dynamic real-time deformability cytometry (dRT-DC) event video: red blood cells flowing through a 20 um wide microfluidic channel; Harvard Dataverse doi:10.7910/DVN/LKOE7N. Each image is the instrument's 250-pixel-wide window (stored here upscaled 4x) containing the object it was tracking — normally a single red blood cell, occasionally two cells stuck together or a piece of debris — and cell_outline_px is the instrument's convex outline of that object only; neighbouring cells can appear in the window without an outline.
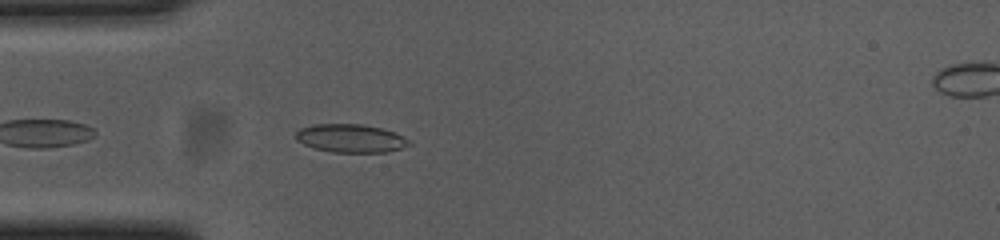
{"species": "common noctule bat (a hibernating species)", "species_latin": "Nyctalus noctula", "temperature_condition": "cold", "stored_images_in_passage": 43, "camera_frame_rate_fps": 3000, "um_per_image_px": 0.085, "animal": {"sex": "female", "body_mass_g": 23.0, "forearm_length_mm": 53.4}, "frame": {"image": 1, "passage_image": 4, "time_ms": 1.0, "image_size_px": [1000, 240], "cell_outline_px": [[412, 144], [388, 152], [332, 152], [316, 148], [304, 144], [296, 140], [296, 132], [300, 128], [312, 124], [360, 124], [380, 128], [392, 132], [408, 140]], "centroid_in_image_um": [29.76, 11.75], "position_along_channel_um": 55.2, "area_um2": 18.38}}
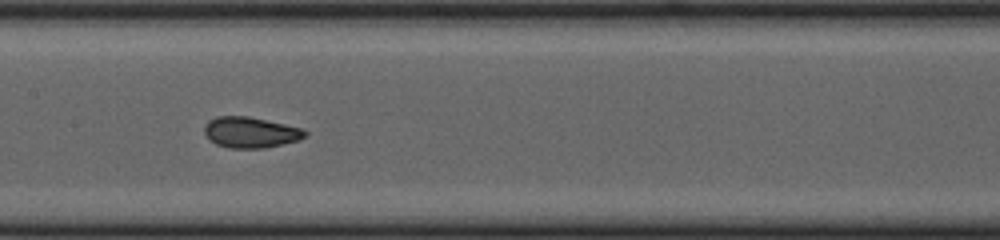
{"frame": {"image": 2, "passage_image": 15, "time_ms": 4.667, "image_size_px": [1000, 240], "cell_outline_px": [[308, 136], [300, 140], [264, 148], [228, 148], [216, 144], [204, 132], [204, 124], [208, 120], [216, 116], [248, 116], [304, 128], [308, 132]], "centroid_in_image_um": [21.33, 11.24], "position_along_channel_um": 186.1, "area_um2": 18.26}}
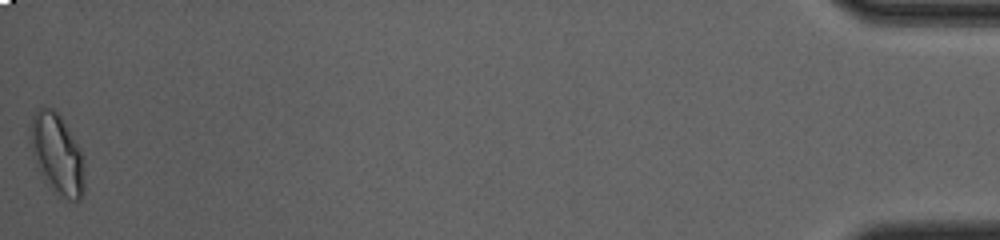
{"frame": {"image": 3, "passage_image": 43, "time_ms": 14.0, "image_size_px": [1000, 240], "cell_outline_px": [[84, 192], [80, 200], [68, 200], [56, 196], [48, 184], [36, 164], [28, 140], [32, 116], [36, 108], [52, 108], [60, 116], [80, 148], [84, 164]], "centroid_in_image_um": [4.84, 13.12], "position_along_channel_um": 430.4, "area_um2": 25.55}, "authors_computed_cell_mechanics": {"area_um2": 18.207, "velocity_mm_per_s": 3.694, "shape_relaxation_time_tau1_ms": 3.8195, "shape_relaxation_time_tau2_ms": 1.0824, "deformation_change_tau1": 0.1413, "deformation_change_tau2": 0.0692}}